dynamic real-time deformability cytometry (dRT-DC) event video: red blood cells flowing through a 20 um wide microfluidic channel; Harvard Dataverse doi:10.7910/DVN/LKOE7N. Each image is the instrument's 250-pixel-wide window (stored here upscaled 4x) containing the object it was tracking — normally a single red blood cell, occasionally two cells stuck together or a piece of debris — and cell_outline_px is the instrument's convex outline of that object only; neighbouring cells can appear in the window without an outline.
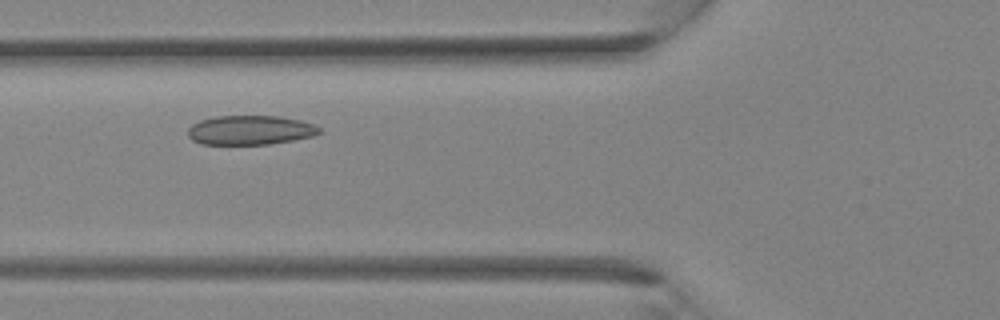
{"species": "Egyptian fruit bat (a non-hibernating species)", "species_latin": "Rousettus aegyptiacus", "temperature_condition": "room temperature", "stored_images_in_passage": 30, "camera_frame_rate_fps": 3000, "um_per_image_px": 0.085, "animal": {"sex": "female"}, "frame": {"image": 1, "passage_image": 8, "time_ms": 2.333, "image_size_px": [1000, 320], "cell_outline_px": [[320, 132], [312, 136], [292, 140], [268, 144], [200, 144], [192, 140], [188, 136], [188, 128], [192, 124], [200, 120], [216, 116], [280, 116], [300, 120], [312, 124], [320, 128]], "centroid_in_image_um": [21.23, 11.06], "position_along_channel_um": 104.6, "area_um2": 22.37}}
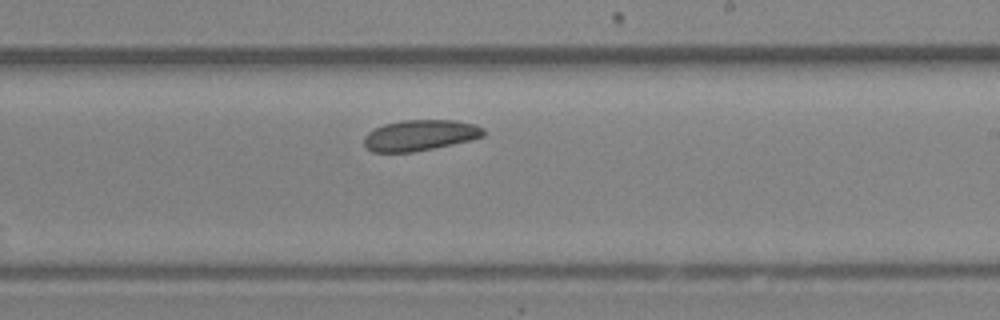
{"frame": {"image": 2, "passage_image": 16, "time_ms": 5.0, "image_size_px": [1000, 320], "cell_outline_px": [[488, 132], [484, 136], [452, 144], [412, 152], [372, 152], [364, 144], [364, 136], [368, 132], [384, 124], [400, 120], [456, 120], [476, 124], [484, 128]], "centroid_in_image_um": [35.73, 11.48], "position_along_channel_um": 253.3, "area_um2": 21.5}}
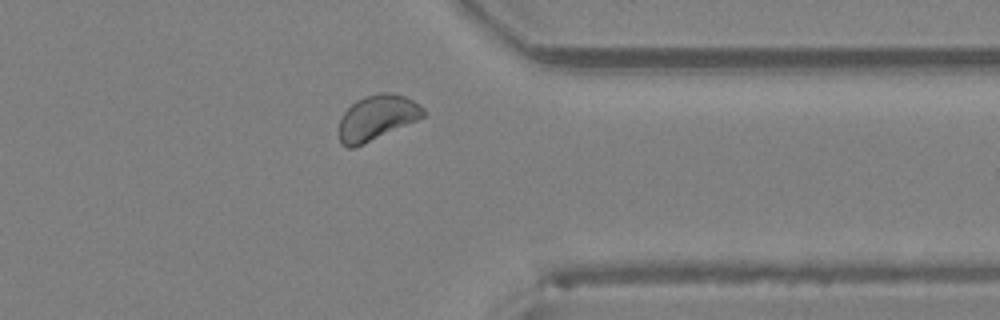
{"frame": {"image": 3, "passage_image": 23, "time_ms": 7.333, "image_size_px": [1000, 320], "cell_outline_px": [[424, 116], [416, 120], [364, 144], [352, 148], [348, 148], [340, 144], [340, 120], [344, 112], [356, 100], [364, 96], [380, 92], [384, 92], [404, 96], [412, 100], [424, 108]], "centroid_in_image_um": [32.01, 10.0], "position_along_channel_um": 379.4, "area_um2": 21.79}}